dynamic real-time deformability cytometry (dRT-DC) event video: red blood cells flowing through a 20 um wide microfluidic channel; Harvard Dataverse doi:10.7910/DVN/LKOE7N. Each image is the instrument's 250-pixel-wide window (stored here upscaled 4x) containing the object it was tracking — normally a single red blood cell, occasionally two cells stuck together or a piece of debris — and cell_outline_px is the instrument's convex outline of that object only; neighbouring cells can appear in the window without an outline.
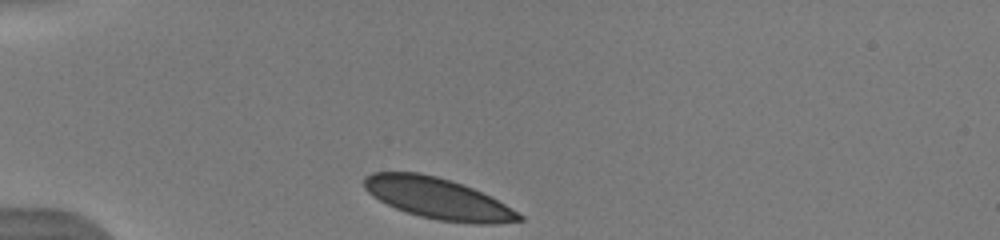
{"species": "human", "species_latin": "Homo sapiens", "temperature_condition": "warm", "stored_images_in_passage": 35, "camera_frame_rate_fps": 3000, "um_per_image_px": 0.085, "donor": {"sex": "male"}, "frame": {"image": 1, "passage_image": 1, "time_ms": 0.0, "image_size_px": [1000, 240], "cell_outline_px": [[524, 220], [496, 224], [476, 224], [440, 220], [420, 216], [396, 208], [372, 196], [364, 188], [364, 176], [372, 172], [420, 172], [436, 176], [472, 188], [504, 204], [524, 216]], "centroid_in_image_um": [37.2, 16.87], "position_along_channel_um": 47.8, "area_um2": 36.59}, "authors_computed_cell_mechanics": {"area_um2": 37.0498, "velocity_mm_per_s": 3.8631, "shape_relaxation_time_tau1_ms": 2.3321, "shape_relaxation_time_tau2_ms": null, "deformation_change_tau1": 0.0746, "deformation_change_tau2": null}}